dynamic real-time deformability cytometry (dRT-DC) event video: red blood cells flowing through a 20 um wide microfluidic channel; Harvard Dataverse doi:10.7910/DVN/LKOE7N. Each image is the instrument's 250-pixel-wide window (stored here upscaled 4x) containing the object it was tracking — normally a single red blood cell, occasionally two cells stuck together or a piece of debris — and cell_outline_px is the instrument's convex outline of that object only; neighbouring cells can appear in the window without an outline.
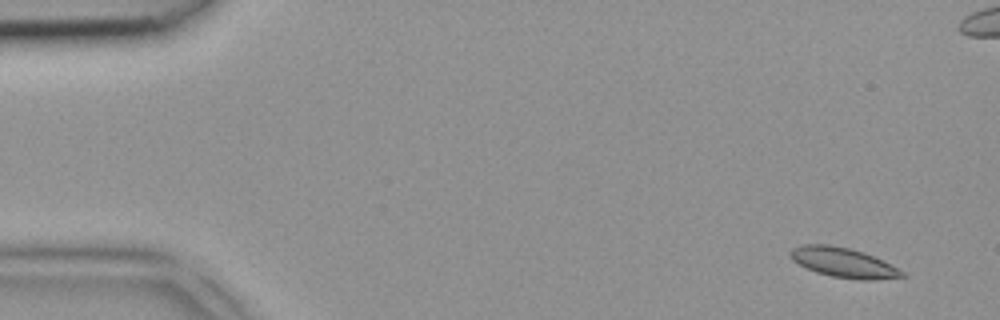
{"species": "common noctule bat (a hibernating species)", "species_latin": "Nyctalus noctula", "temperature_condition": "room temperature", "stored_images_in_passage": 5, "camera_frame_rate_fps": 3000, "um_per_image_px": 0.085, "animal": {"sex": "female", "body_mass_g": 18.4}, "frame": {"image": 1, "passage_image": 1, "time_ms": 0.0, "image_size_px": [1000, 320], "cell_outline_px": [[908, 276], [876, 280], [860, 280], [832, 276], [816, 272], [792, 260], [788, 252], [792, 248], [804, 244], [828, 244], [848, 248], [864, 252], [904, 272]], "centroid_in_image_um": [71.66, 22.32], "position_along_channel_um": 13.3, "area_um2": 19.13}}